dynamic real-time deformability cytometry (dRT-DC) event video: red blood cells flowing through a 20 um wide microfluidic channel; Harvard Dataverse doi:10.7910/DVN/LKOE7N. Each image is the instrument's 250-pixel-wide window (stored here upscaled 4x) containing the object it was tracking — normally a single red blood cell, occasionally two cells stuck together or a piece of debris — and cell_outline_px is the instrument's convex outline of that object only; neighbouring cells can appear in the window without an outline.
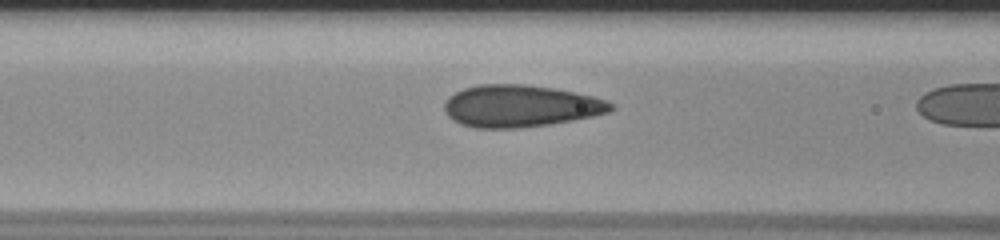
{"species": "human", "species_latin": "Homo sapiens", "temperature_condition": "room temperature", "stored_images_in_passage": 7, "camera_frame_rate_fps": 3000, "um_per_image_px": 0.085, "donor": {"sex": "male"}, "frame": {"image": 1, "passage_image": 5, "time_ms": 1.333, "image_size_px": [1000, 240], "cell_outline_px": [[616, 108], [608, 112], [592, 116], [572, 120], [548, 124], [520, 128], [476, 128], [460, 124], [452, 120], [448, 116], [444, 108], [444, 104], [448, 96], [464, 88], [480, 84], [524, 84], [552, 88], [592, 96], [608, 100]], "centroid_in_image_um": [44.2, 9.01], "position_along_channel_um": 122.4, "area_um2": 40.69}}